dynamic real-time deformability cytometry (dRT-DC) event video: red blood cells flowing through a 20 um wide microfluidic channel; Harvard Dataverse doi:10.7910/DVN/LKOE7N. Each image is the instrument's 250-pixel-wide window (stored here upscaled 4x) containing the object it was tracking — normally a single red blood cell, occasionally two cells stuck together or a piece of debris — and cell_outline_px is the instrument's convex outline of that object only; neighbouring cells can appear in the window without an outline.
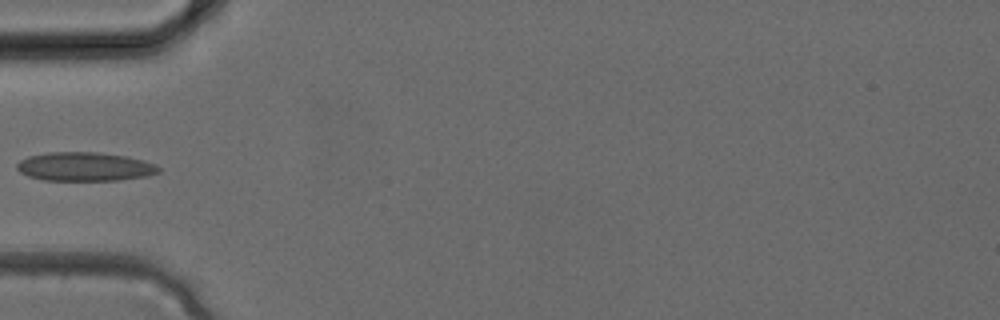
{"species": "common noctule bat (a hibernating species)", "species_latin": "Nyctalus noctula", "temperature_condition": "cold", "stored_images_in_passage": 24, "camera_frame_rate_fps": 3000, "um_per_image_px": 0.085, "animal": {"sex": "female", "body_mass_g": 24.6, "forearm_length_mm": 56.2}, "frame": {"image": 1, "passage_image": 1, "time_ms": 0.0, "image_size_px": [1000, 320], "cell_outline_px": [[160, 172], [148, 176], [116, 180], [44, 180], [28, 176], [20, 172], [16, 168], [16, 164], [20, 160], [28, 156], [48, 152], [100, 152], [128, 156], [144, 160], [156, 164], [160, 168]], "centroid_in_image_um": [7.22, 14.15], "position_along_channel_um": 77.8, "area_um2": 23.99}}
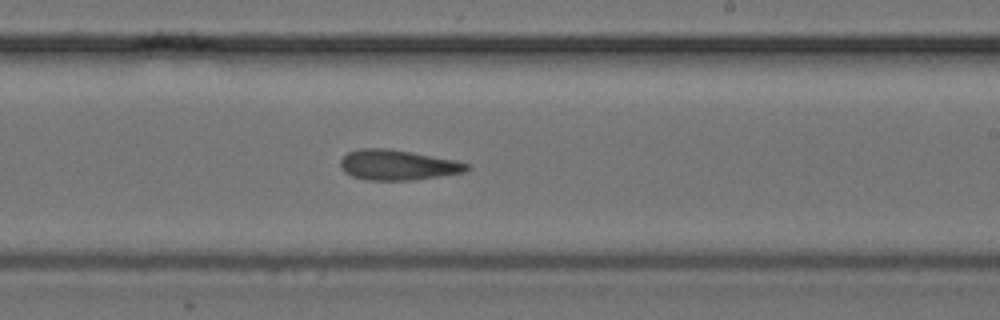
{"frame": {"image": 2, "passage_image": 10, "time_ms": 3.0, "image_size_px": [1000, 320], "cell_outline_px": [[472, 168], [464, 172], [412, 180], [368, 180], [352, 176], [344, 172], [340, 168], [340, 160], [348, 152], [360, 148], [388, 148], [412, 152], [456, 160], [472, 164]], "centroid_in_image_um": [33.82, 14.02], "position_along_channel_um": 255.2, "area_um2": 22.43}}
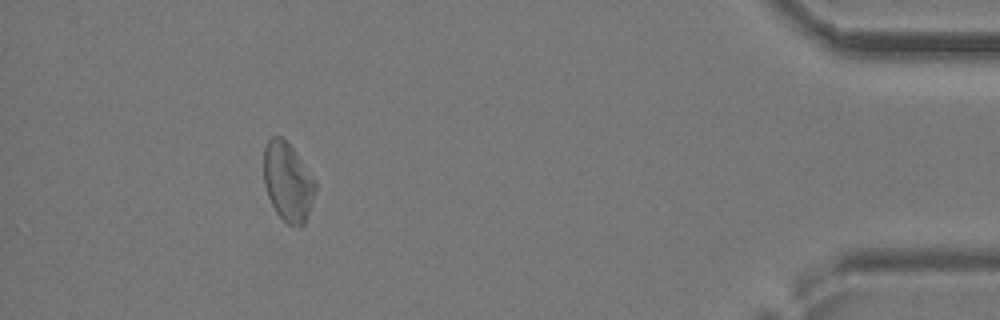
{"frame": {"image": 3, "passage_image": 21, "time_ms": 6.667, "image_size_px": [1000, 320], "cell_outline_px": [[316, 188], [312, 204], [304, 224], [300, 228], [288, 224], [276, 212], [268, 196], [264, 184], [264, 148], [268, 140], [272, 136], [280, 136], [292, 148], [316, 180]], "centroid_in_image_um": [24.47, 15.48], "position_along_channel_um": 410.7, "area_um2": 23.58}}